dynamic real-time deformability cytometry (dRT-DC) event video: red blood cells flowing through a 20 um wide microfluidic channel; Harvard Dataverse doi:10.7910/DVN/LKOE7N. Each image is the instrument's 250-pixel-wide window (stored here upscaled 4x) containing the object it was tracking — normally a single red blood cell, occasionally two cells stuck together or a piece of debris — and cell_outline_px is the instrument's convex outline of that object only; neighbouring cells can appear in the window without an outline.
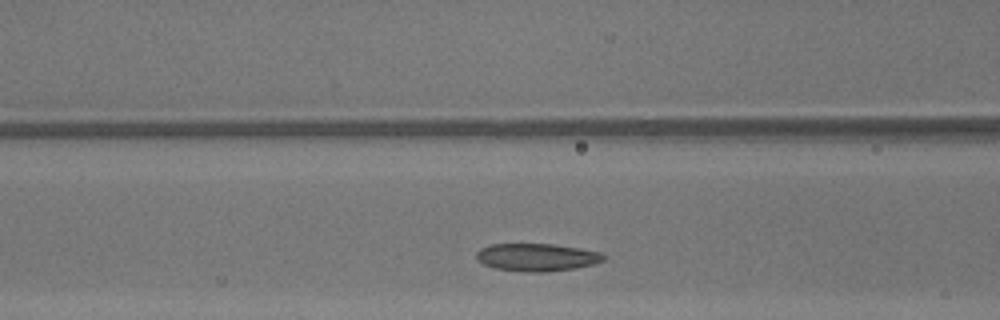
{"species": "common noctule bat (a hibernating species)", "species_latin": "Nyctalus noctula", "temperature_condition": "warm", "stored_images_in_passage": 25, "camera_frame_rate_fps": 3000, "um_per_image_px": 0.085, "animal": {"sex": "male", "body_mass_g": 13.3}, "frame": {"image": 1, "passage_image": 7, "time_ms": 2.0, "image_size_px": [1000, 320], "cell_outline_px": [[604, 260], [592, 264], [576, 268], [544, 272], [524, 272], [496, 268], [484, 264], [476, 260], [476, 252], [480, 248], [488, 244], [552, 244], [580, 248], [600, 252], [604, 256]], "centroid_in_image_um": [45.59, 21.86], "position_along_channel_um": 121.0, "area_um2": 20.52}}
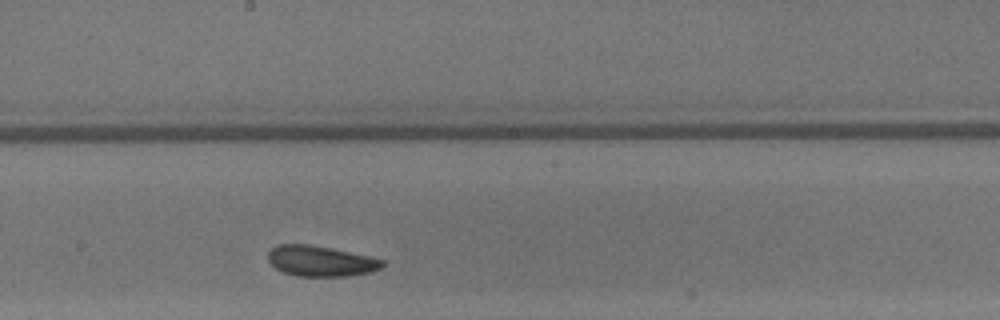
{"frame": {"image": 2, "passage_image": 14, "time_ms": 4.333, "image_size_px": [1000, 320], "cell_outline_px": [[384, 264], [380, 268], [372, 272], [348, 276], [296, 276], [284, 272], [276, 268], [268, 260], [268, 252], [272, 248], [280, 244], [308, 244], [368, 256], [384, 260]], "centroid_in_image_um": [27.25, 22.2], "position_along_channel_um": 221.0, "area_um2": 20.11}}
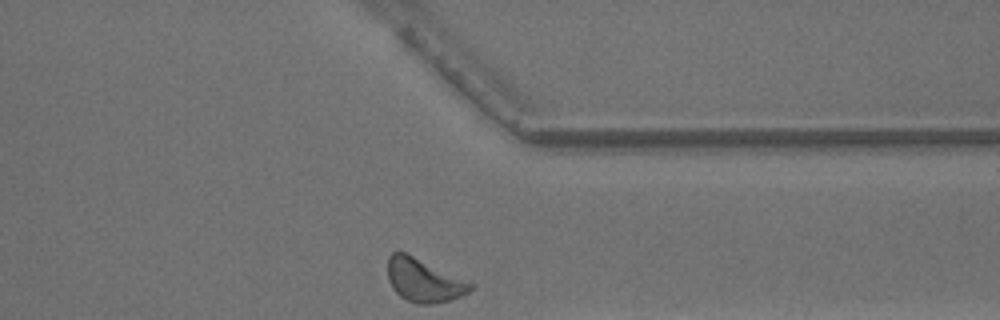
{"frame": {"image": 3, "passage_image": 25, "time_ms": 8.0, "image_size_px": [1000, 320], "cell_outline_px": [[476, 284], [468, 292], [460, 296], [448, 300], [428, 304], [416, 304], [400, 296], [392, 288], [388, 280], [388, 256], [392, 252], [404, 252], [472, 280]], "centroid_in_image_um": [36.07, 23.81], "position_along_channel_um": 375.3, "area_um2": 21.21}, "authors_computed_cell_mechanics": {"area_um2": 20.4612, "velocity_mm_per_s": 4.2898, "shape_relaxation_time_tau1_ms": 3.8136, "shape_relaxation_time_tau2_ms": 4.2998, "deformation_change_tau1": 0.1369, "deformation_change_tau2": 0.1288}}